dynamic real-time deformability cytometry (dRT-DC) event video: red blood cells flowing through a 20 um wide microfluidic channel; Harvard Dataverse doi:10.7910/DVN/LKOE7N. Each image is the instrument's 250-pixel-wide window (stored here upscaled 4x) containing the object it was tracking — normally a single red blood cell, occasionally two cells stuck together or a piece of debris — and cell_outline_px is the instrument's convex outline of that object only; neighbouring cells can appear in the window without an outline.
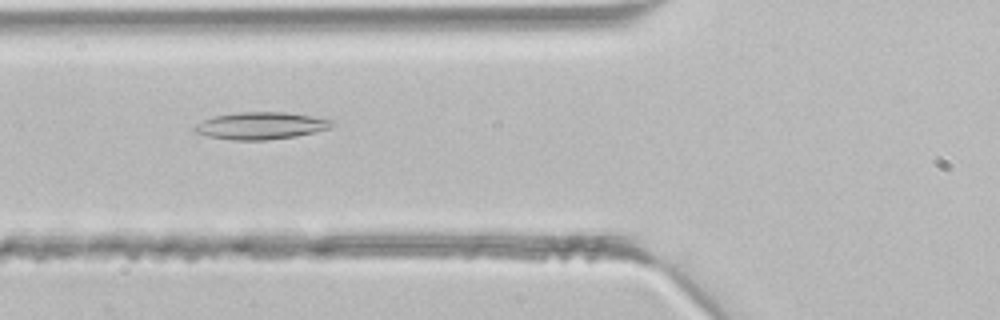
{"species": "common noctule bat (a hibernating species)", "species_latin": "Nyctalus noctula", "temperature_condition": "room temperature", "stored_images_in_passage": 30, "camera_frame_rate_fps": 3000, "um_per_image_px": 0.085, "animal": {"sex": "male", "body_mass_g": 21.5, "forearm_length_mm": 52.0}, "frame": {"image": 1, "passage_image": 3, "time_ms": 0.667, "image_size_px": [1000, 320], "cell_outline_px": [[336, 124], [332, 128], [296, 136], [264, 140], [232, 140], [208, 136], [196, 132], [192, 128], [196, 124], [212, 116], [236, 112], [284, 112], [312, 116], [336, 120]], "centroid_in_image_um": [22.21, 10.68], "position_along_channel_um": 103.6, "area_um2": 21.91}}
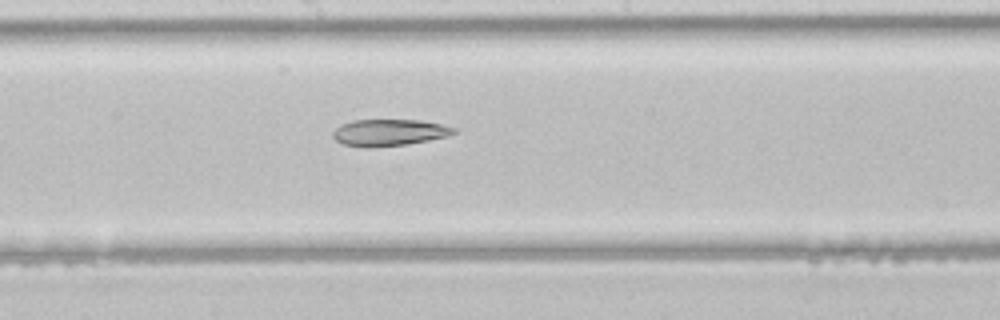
{"frame": {"image": 2, "passage_image": 10, "time_ms": 3.0, "image_size_px": [1000, 320], "cell_outline_px": [[456, 132], [448, 136], [408, 144], [344, 144], [336, 140], [332, 136], [332, 132], [340, 124], [352, 120], [420, 120], [440, 124], [456, 128]], "centroid_in_image_um": [33.12, 11.21], "position_along_channel_um": 215.1, "area_um2": 17.86}}
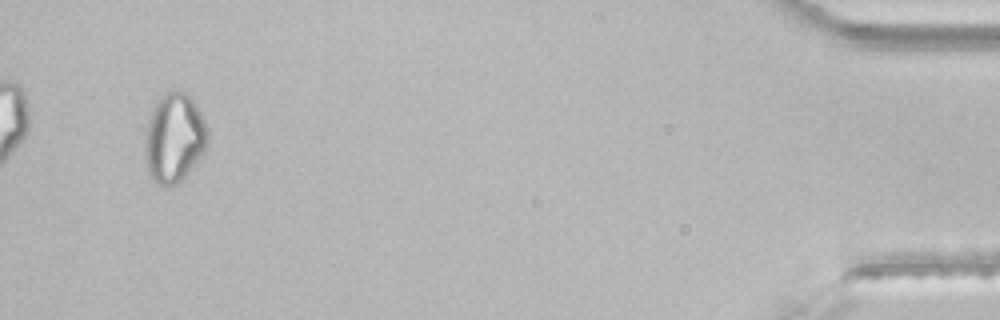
{"frame": {"image": 3, "passage_image": 28, "time_ms": 9.0, "image_size_px": [1000, 320], "cell_outline_px": [[208, 140], [204, 152], [188, 172], [176, 184], [156, 184], [152, 180], [148, 172], [144, 156], [144, 140], [148, 120], [152, 108], [160, 96], [164, 92], [172, 88], [176, 88], [188, 92], [196, 104], [208, 128]], "centroid_in_image_um": [14.79, 11.65], "position_along_channel_um": 420.4, "area_um2": 33.12}}